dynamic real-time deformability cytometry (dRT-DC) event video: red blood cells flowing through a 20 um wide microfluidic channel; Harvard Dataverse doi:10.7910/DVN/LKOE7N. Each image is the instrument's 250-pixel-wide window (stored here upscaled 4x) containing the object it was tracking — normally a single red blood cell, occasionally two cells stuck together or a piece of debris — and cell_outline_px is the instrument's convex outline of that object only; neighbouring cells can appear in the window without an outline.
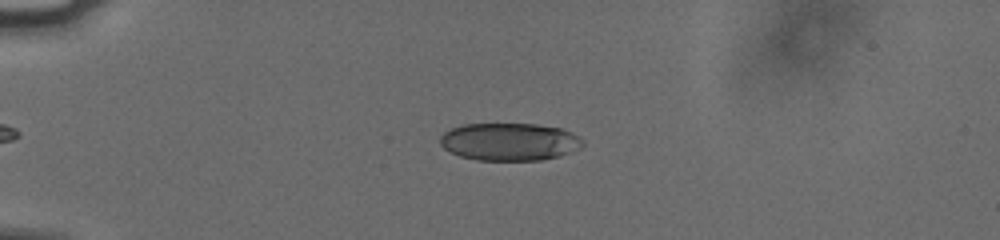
{"species": "human", "species_latin": "Homo sapiens", "temperature_condition": "cold", "stored_images_in_passage": 9, "camera_frame_rate_fps": 3000, "um_per_image_px": 0.085, "donor": {"sex": "male"}, "frame": {"image": 1, "passage_image": 4, "time_ms": 1.0, "image_size_px": [1000, 240], "cell_outline_px": [[584, 144], [580, 148], [560, 156], [540, 160], [476, 160], [460, 156], [444, 148], [440, 144], [440, 136], [444, 132], [452, 128], [464, 124], [536, 124], [560, 128], [584, 140]], "centroid_in_image_um": [43.29, 12.05], "position_along_channel_um": 41.7, "area_um2": 31.15}}
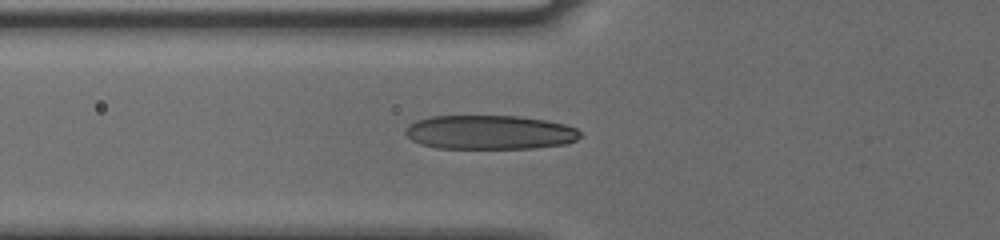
{"frame": {"image": 2, "passage_image": 7, "time_ms": 2.0, "image_size_px": [1000, 240], "cell_outline_px": [[580, 136], [576, 140], [564, 144], [532, 148], [436, 148], [420, 144], [412, 140], [404, 132], [404, 128], [408, 124], [416, 120], [432, 116], [520, 116], [544, 120], [564, 124], [576, 128], [580, 132]], "centroid_in_image_um": [41.58, 11.24], "position_along_channel_um": 84.2, "area_um2": 34.8}}
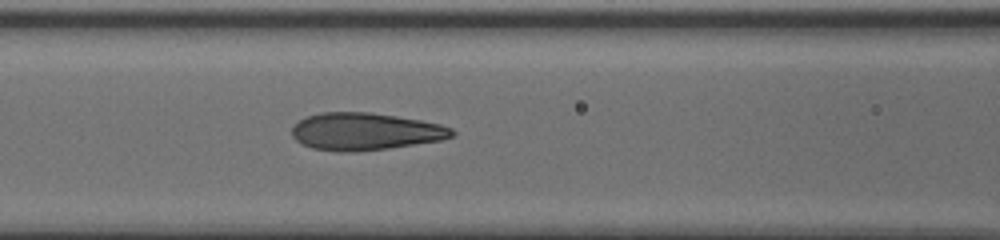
{"frame": {"image": 3, "passage_image": 9, "time_ms": 2.667, "image_size_px": [1000, 240], "cell_outline_px": [[456, 132], [452, 136], [440, 140], [388, 148], [352, 152], [336, 152], [312, 148], [296, 140], [292, 136], [292, 128], [300, 120], [308, 116], [320, 112], [368, 112], [396, 116], [420, 120], [440, 124], [452, 128]], "centroid_in_image_um": [31.03, 11.18], "position_along_channel_um": 135.6, "area_um2": 34.62}}